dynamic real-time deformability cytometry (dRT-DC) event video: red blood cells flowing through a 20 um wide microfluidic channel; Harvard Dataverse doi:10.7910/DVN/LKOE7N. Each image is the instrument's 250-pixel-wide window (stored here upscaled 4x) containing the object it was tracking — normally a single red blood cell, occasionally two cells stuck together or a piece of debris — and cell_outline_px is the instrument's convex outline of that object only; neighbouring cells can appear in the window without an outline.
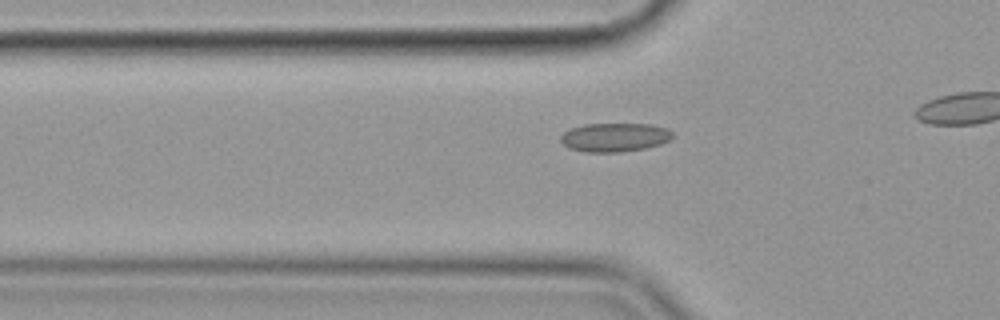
{"species": "common noctule bat (a hibernating species)", "species_latin": "Nyctalus noctula", "temperature_condition": "cold", "stored_images_in_passage": 15, "camera_frame_rate_fps": 3000, "um_per_image_px": 0.085, "animal": {"sex": "female", "body_mass_g": 19.9}, "frame": {"image": 1, "passage_image": 9, "time_ms": 2.667, "image_size_px": [1000, 320], "cell_outline_px": [[672, 136], [668, 140], [660, 144], [644, 148], [620, 152], [588, 152], [572, 148], [564, 144], [560, 140], [560, 136], [564, 132], [572, 128], [584, 124], [652, 124], [668, 128], [672, 132]], "centroid_in_image_um": [52.26, 11.66], "position_along_channel_um": 73.5, "area_um2": 18.55}}
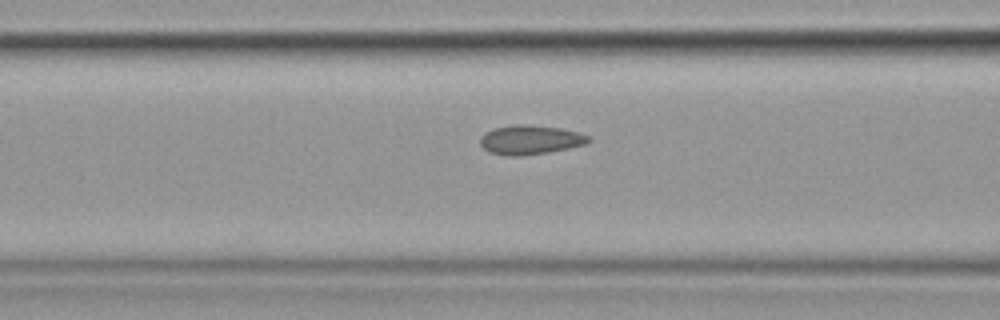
{"frame": {"image": 2, "passage_image": 13, "time_ms": 4.0, "image_size_px": [1000, 320], "cell_outline_px": [[592, 140], [588, 144], [548, 152], [520, 156], [508, 156], [488, 152], [480, 144], [480, 136], [484, 132], [496, 128], [516, 124], [524, 124], [560, 128], [580, 132], [592, 136]], "centroid_in_image_um": [45.11, 11.88], "position_along_channel_um": 121.5, "area_um2": 18.67}}